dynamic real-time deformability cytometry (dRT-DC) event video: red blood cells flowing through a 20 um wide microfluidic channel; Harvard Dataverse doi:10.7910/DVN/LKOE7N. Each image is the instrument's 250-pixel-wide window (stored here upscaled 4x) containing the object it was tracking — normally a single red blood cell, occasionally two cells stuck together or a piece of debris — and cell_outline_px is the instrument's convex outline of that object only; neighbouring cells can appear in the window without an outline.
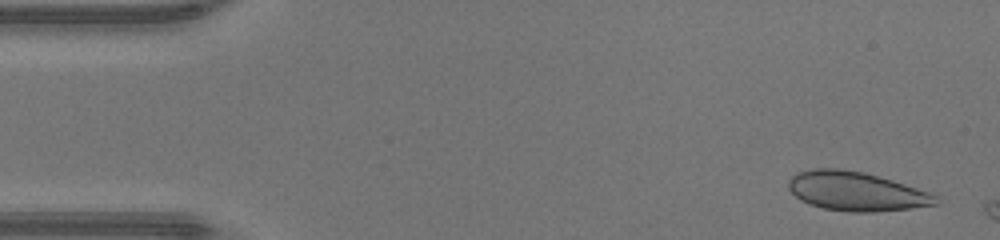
{"species": "human", "species_latin": "Homo sapiens", "temperature_condition": "warm", "stored_images_in_passage": 47, "camera_frame_rate_fps": 3000, "um_per_image_px": 0.085, "donor": {"sex": "male"}, "frame": {"image": 1, "passage_image": 2, "time_ms": 0.333, "image_size_px": [1000, 240], "cell_outline_px": [[940, 204], [908, 208], [872, 212], [848, 212], [824, 208], [808, 204], [800, 200], [788, 188], [788, 180], [796, 172], [812, 168], [840, 168], [864, 172], [892, 180], [928, 192], [936, 196], [940, 200]], "centroid_in_image_um": [72.73, 16.25], "position_along_channel_um": 12.3, "area_um2": 33.52}}
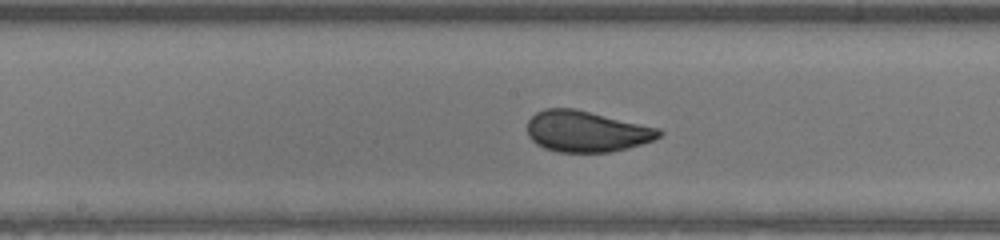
{"frame": {"image": 2, "passage_image": 23, "time_ms": 7.333, "image_size_px": [1000, 240], "cell_outline_px": [[664, 132], [660, 136], [652, 140], [628, 148], [612, 152], [556, 152], [544, 148], [536, 144], [528, 136], [528, 120], [536, 112], [544, 108], [576, 108], [660, 128]], "centroid_in_image_um": [49.85, 11.16], "position_along_channel_um": 198.4, "area_um2": 31.79}}
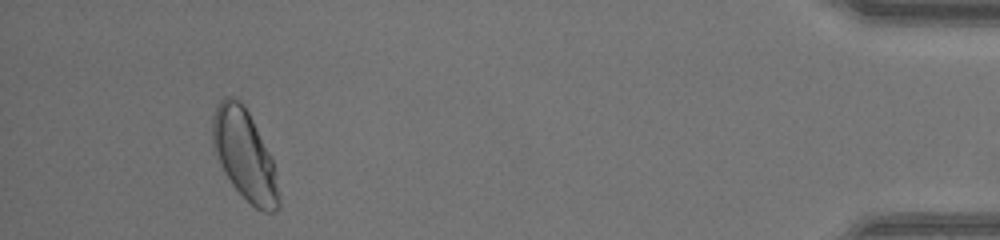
{"frame": {"image": 3, "passage_image": 43, "time_ms": 14.0, "image_size_px": [1000, 240], "cell_outline_px": [[280, 204], [272, 212], [264, 212], [256, 208], [232, 184], [224, 172], [212, 144], [212, 116], [220, 100], [224, 96], [232, 96], [240, 100], [244, 104], [272, 160], [280, 200]], "centroid_in_image_um": [20.76, 13.13], "position_along_channel_um": 414.4, "area_um2": 34.04}, "authors_computed_cell_mechanics": {"area_um2": 32.4836, "velocity_mm_per_s": 4.3678, "shape_relaxation_time_tau1_ms": 5.9018, "shape_relaxation_time_tau2_ms": null, "deformation_change_tau1": 0.166, "deformation_change_tau2": null}}